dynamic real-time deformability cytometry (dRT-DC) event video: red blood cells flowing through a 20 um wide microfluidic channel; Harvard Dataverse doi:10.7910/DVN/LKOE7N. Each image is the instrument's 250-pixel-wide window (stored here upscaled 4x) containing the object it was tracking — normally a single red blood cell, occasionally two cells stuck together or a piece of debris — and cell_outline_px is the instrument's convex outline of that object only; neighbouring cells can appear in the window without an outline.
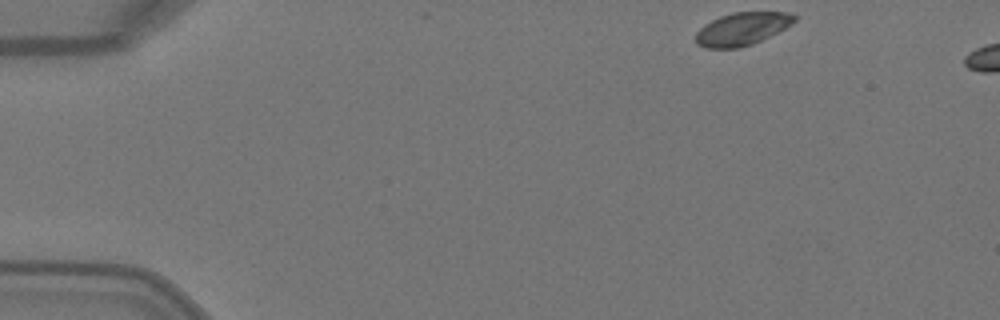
{"species": "Egyptian fruit bat (a non-hibernating species)", "species_latin": "Rousettus aegyptiacus", "temperature_condition": "warm", "stored_images_in_passage": 6, "camera_frame_rate_fps": 3000, "um_per_image_px": 0.085, "animal": {"sex": "female"}, "frame": {"image": 1, "passage_image": 1, "time_ms": 0.0, "image_size_px": [1000, 320], "cell_outline_px": [[796, 20], [792, 24], [752, 44], [740, 48], [704, 48], [696, 44], [696, 32], [704, 24], [720, 16], [732, 12], [788, 12], [796, 16]], "centroid_in_image_um": [63.04, 2.45], "position_along_channel_um": 22.0, "area_um2": 18.79}}
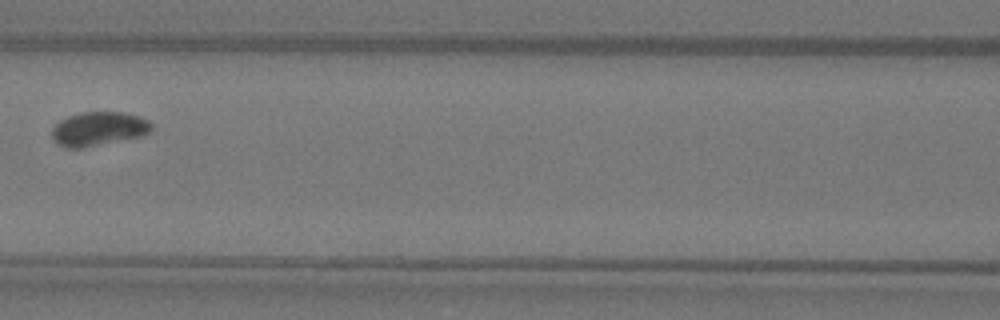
{"frame": {"image": 2, "passage_image": 5, "time_ms": 1.333, "image_size_px": [1000, 320], "cell_outline_px": [[152, 128], [144, 136], [84, 148], [68, 148], [56, 144], [52, 136], [52, 128], [60, 120], [68, 116], [80, 112], [124, 112], [140, 116], [148, 120], [152, 124]], "centroid_in_image_um": [8.39, 10.95], "position_along_channel_um": 158.2, "area_um2": 20.0}}
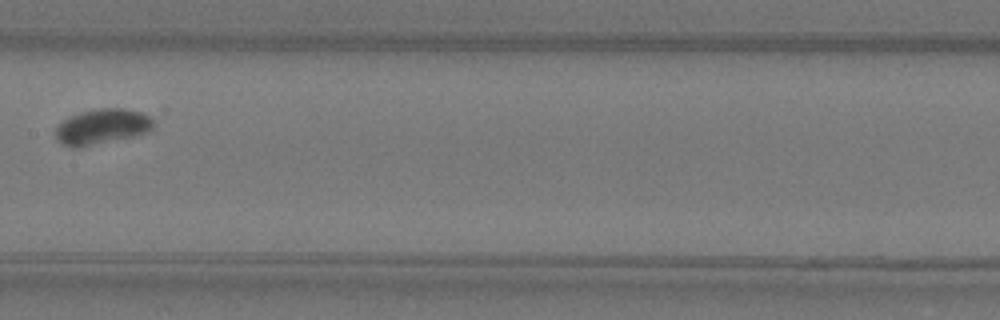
{"frame": {"image": 3, "passage_image": 6, "time_ms": 1.667, "image_size_px": [1000, 320], "cell_outline_px": [[156, 124], [148, 132], [132, 136], [80, 148], [72, 148], [56, 140], [56, 128], [68, 116], [80, 112], [100, 108], [124, 108], [144, 112], [152, 116]], "centroid_in_image_um": [8.71, 10.75], "position_along_channel_um": 198.7, "area_um2": 20.4}}